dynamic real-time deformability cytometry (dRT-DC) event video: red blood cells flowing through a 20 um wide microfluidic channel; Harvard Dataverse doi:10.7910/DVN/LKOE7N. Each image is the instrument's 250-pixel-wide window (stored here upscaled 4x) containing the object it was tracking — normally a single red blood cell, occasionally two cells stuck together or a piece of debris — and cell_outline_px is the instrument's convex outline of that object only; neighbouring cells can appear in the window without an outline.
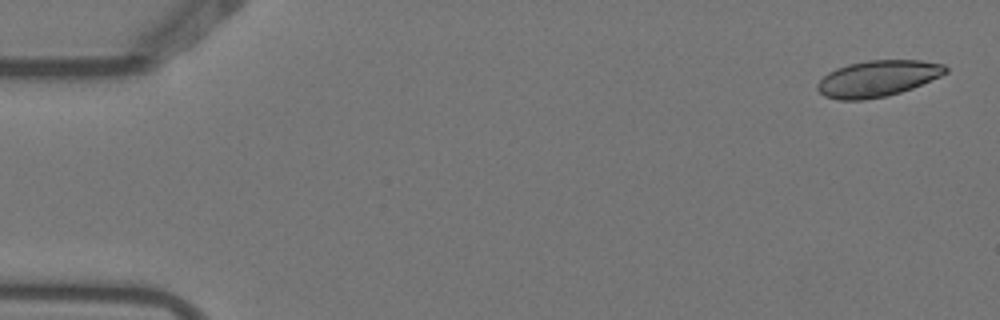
{"species": "Egyptian fruit bat (a non-hibernating species)", "species_latin": "Rousettus aegyptiacus", "temperature_condition": "warm", "stored_images_in_passage": 4, "camera_frame_rate_fps": 3000, "um_per_image_px": 0.085, "animal": {"sex": "female"}, "frame": {"image": 1, "passage_image": 1, "time_ms": 0.0, "image_size_px": [1000, 320], "cell_outline_px": [[948, 72], [940, 76], [912, 88], [888, 96], [864, 100], [840, 100], [824, 96], [816, 88], [816, 84], [828, 72], [836, 68], [848, 64], [868, 60], [920, 60], [944, 64], [948, 68]], "centroid_in_image_um": [74.59, 6.67], "position_along_channel_um": 10.4, "area_um2": 27.11}}
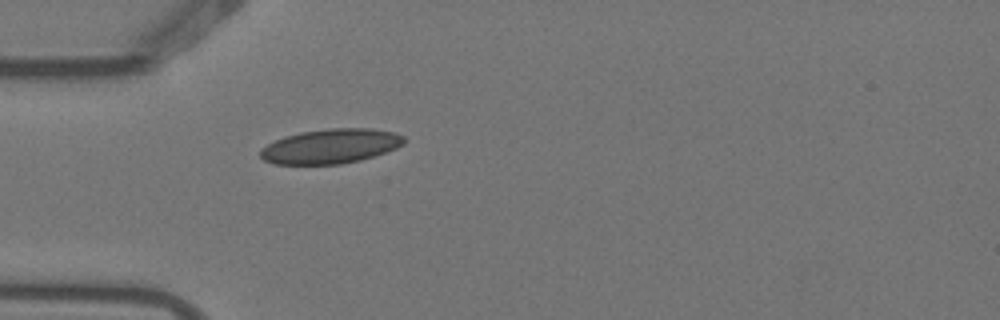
{"frame": {"image": 2, "passage_image": 4, "time_ms": 1.0, "image_size_px": [1000, 320], "cell_outline_px": [[404, 144], [396, 148], [360, 160], [340, 164], [276, 164], [264, 160], [260, 156], [260, 148], [284, 136], [300, 132], [328, 128], [372, 128], [396, 132], [404, 136]], "centroid_in_image_um": [28.11, 12.42], "position_along_channel_um": 56.9, "area_um2": 28.96}}